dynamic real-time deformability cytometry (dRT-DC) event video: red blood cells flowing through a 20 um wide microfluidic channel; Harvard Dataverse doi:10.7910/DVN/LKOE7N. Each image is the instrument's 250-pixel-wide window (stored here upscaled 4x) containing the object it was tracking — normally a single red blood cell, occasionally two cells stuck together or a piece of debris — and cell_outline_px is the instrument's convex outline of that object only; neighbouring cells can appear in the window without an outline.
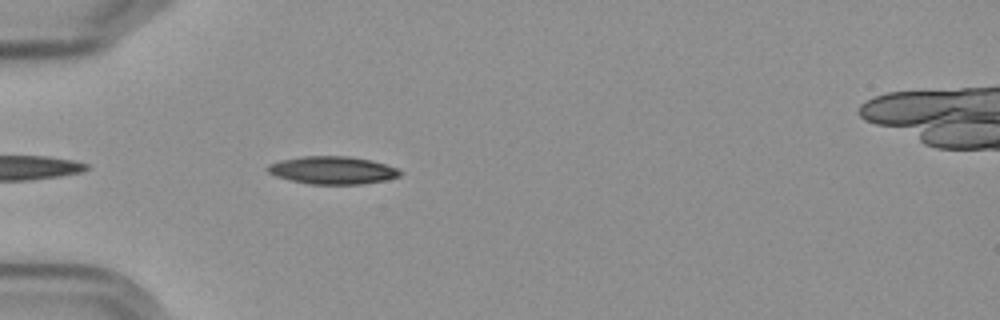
{"species": "Egyptian fruit bat (a non-hibernating species)", "species_latin": "Rousettus aegyptiacus", "temperature_condition": "cold", "stored_images_in_passage": 4, "camera_frame_rate_fps": 3000, "um_per_image_px": 0.085, "frame": {"image": 1, "passage_image": 4, "time_ms": 3.333, "image_size_px": [1000, 320], "cell_outline_px": [[400, 176], [388, 180], [360, 184], [312, 184], [292, 180], [276, 176], [268, 172], [264, 168], [268, 164], [280, 160], [304, 156], [348, 156], [372, 160], [400, 168]], "centroid_in_image_um": [28.28, 14.46], "position_along_channel_um": 56.7, "area_um2": 21.5}}